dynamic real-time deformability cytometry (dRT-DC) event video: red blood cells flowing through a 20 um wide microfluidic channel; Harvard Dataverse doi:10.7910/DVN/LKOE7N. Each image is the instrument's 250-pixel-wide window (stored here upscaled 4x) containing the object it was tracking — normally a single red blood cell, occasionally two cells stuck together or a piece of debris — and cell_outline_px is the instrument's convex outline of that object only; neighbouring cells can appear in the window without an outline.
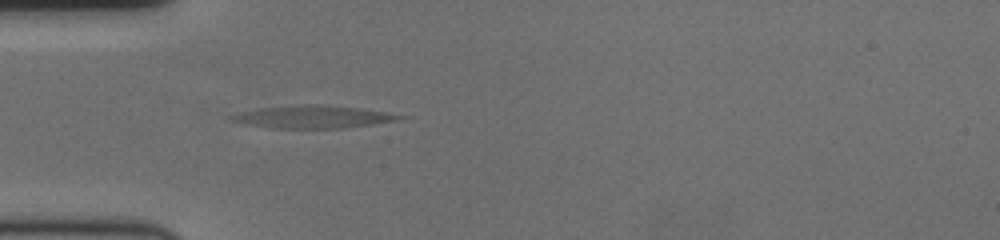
{"species": "human", "species_latin": "Homo sapiens", "temperature_condition": "cold", "stored_images_in_passage": 37, "camera_frame_rate_fps": 3000, "um_per_image_px": 0.085, "donor": {"sex": "female"}, "frame": {"image": 1, "passage_image": 1, "time_ms": 0.0, "image_size_px": [1000, 240], "cell_outline_px": [[408, 116], [396, 120], [372, 124], [344, 128], [268, 128], [248, 124], [232, 120], [228, 116], [236, 112], [260, 108], [304, 104], [324, 104], [360, 108]], "centroid_in_image_um": [26.56, 9.92], "position_along_channel_um": 58.4, "area_um2": 22.08}}
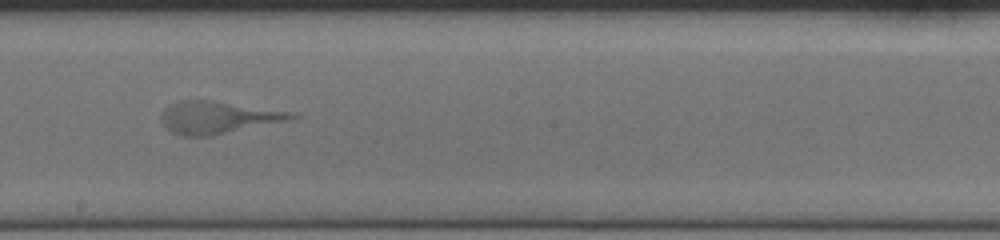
{"frame": {"image": 2, "passage_image": 16, "time_ms": 5.0, "image_size_px": [1000, 240], "cell_outline_px": [[304, 116], [288, 120], [212, 136], [180, 136], [172, 132], [164, 124], [160, 116], [172, 104], [184, 100], [212, 100], [296, 112]], "centroid_in_image_um": [18.62, 9.98], "position_along_channel_um": 229.6, "area_um2": 24.45}}
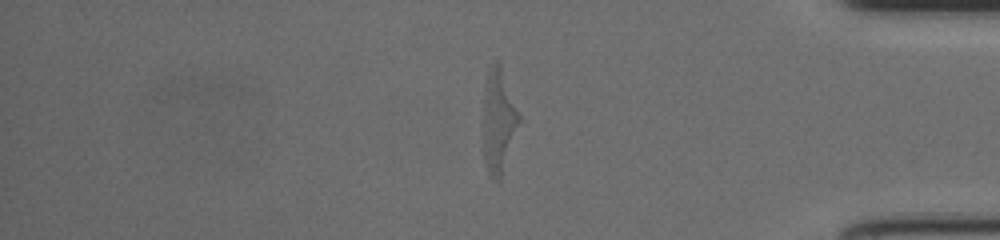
{"frame": {"image": 3, "passage_image": 32, "time_ms": 10.333, "image_size_px": [1000, 240], "cell_outline_px": [[520, 120], [500, 180], [496, 184], [488, 176], [484, 164], [480, 124], [484, 88], [488, 72], [492, 64], [496, 60], [500, 64], [520, 116]], "centroid_in_image_um": [42.29, 10.38], "position_along_channel_um": 392.9, "area_um2": 22.48}}